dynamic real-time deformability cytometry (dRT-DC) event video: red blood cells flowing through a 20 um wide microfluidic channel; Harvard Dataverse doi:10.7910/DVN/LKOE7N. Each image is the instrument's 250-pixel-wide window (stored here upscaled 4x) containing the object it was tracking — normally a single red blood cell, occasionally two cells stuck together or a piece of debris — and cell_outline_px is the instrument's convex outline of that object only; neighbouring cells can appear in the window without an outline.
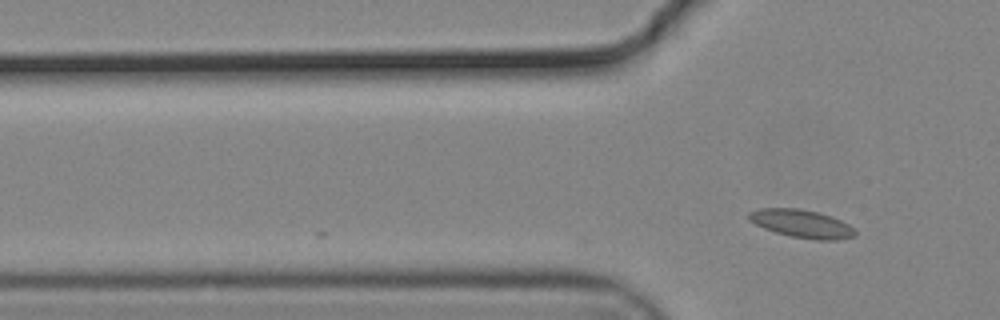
{"species": "common noctule bat (a hibernating species)", "species_latin": "Nyctalus noctula", "temperature_condition": "cold", "stored_images_in_passage": 3, "camera_frame_rate_fps": 3000, "um_per_image_px": 0.085, "animal": {"sex": "male", "body_mass_g": 19.2, "forearm_length_mm": 51.8}, "frame": {"image": 1, "passage_image": 3, "time_ms": 0.667, "image_size_px": [1000, 320], "cell_outline_px": [[856, 236], [836, 240], [816, 240], [792, 236], [776, 232], [764, 228], [748, 220], [748, 212], [760, 208], [796, 208], [816, 212], [832, 216], [848, 224], [856, 232]], "centroid_in_image_um": [68.14, 19.01], "position_along_channel_um": 57.7, "area_um2": 17.22}}